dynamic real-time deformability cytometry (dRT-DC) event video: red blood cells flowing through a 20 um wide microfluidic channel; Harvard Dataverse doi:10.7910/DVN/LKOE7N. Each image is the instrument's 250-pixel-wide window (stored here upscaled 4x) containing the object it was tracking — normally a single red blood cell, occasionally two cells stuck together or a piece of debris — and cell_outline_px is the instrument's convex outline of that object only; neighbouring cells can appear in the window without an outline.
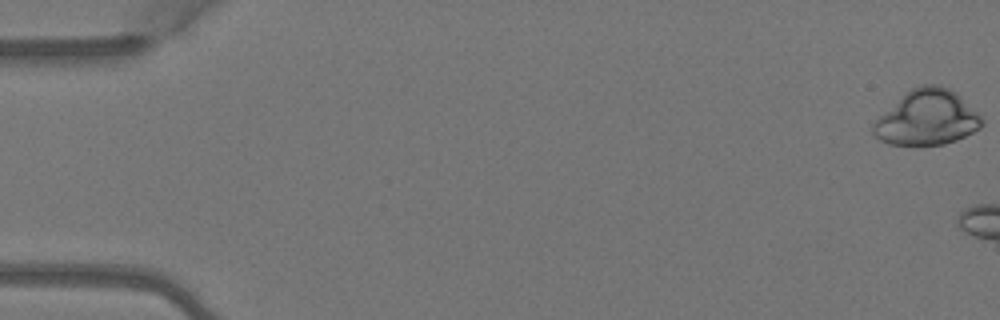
{"species": "Egyptian fruit bat (a non-hibernating species)", "species_latin": "Rousettus aegyptiacus", "temperature_condition": "warm", "stored_images_in_passage": 5, "camera_frame_rate_fps": 3000, "um_per_image_px": 0.085, "animal": {"sex": "female"}, "frame": {"image": 1, "passage_image": 1, "time_ms": 0.0, "image_size_px": [1000, 320], "cell_outline_px": [[984, 124], [980, 128], [956, 140], [944, 144], [888, 144], [872, 136], [872, 124], [880, 116], [912, 88], [920, 84], [940, 84], [956, 92], [984, 120]], "centroid_in_image_um": [78.8, 10.01], "position_along_channel_um": 6.2, "area_um2": 34.39}}